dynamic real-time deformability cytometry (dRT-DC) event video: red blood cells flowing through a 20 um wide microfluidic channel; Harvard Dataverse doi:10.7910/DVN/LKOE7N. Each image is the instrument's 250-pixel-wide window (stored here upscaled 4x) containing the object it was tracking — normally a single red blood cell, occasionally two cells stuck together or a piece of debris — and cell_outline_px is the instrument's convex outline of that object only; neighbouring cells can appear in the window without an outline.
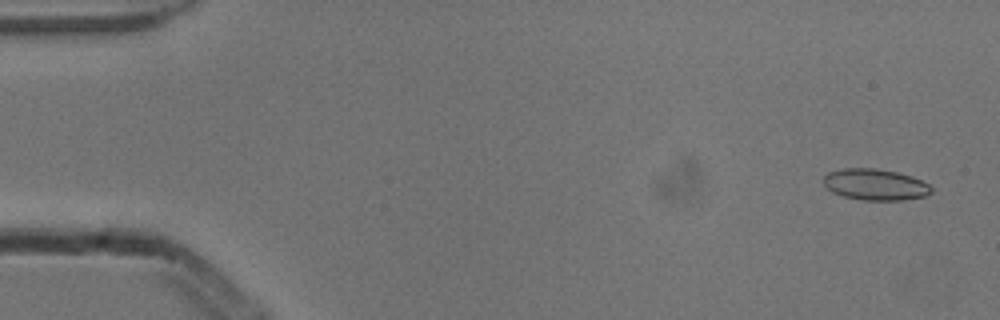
{"species": "common noctule bat (a hibernating species)", "species_latin": "Nyctalus noctula", "temperature_condition": "cold", "stored_images_in_passage": 7, "camera_frame_rate_fps": 3000, "um_per_image_px": 0.085, "animal": {"sex": "male", "body_mass_g": 13.3}, "frame": {"image": 1, "passage_image": 1, "time_ms": 0.0, "image_size_px": [1000, 320], "cell_outline_px": [[932, 192], [924, 196], [904, 200], [864, 200], [844, 196], [832, 192], [824, 184], [824, 176], [828, 172], [844, 168], [876, 168], [896, 172], [912, 176], [928, 184], [932, 188]], "centroid_in_image_um": [74.4, 15.68], "position_along_channel_um": 10.6, "area_um2": 19.54}}
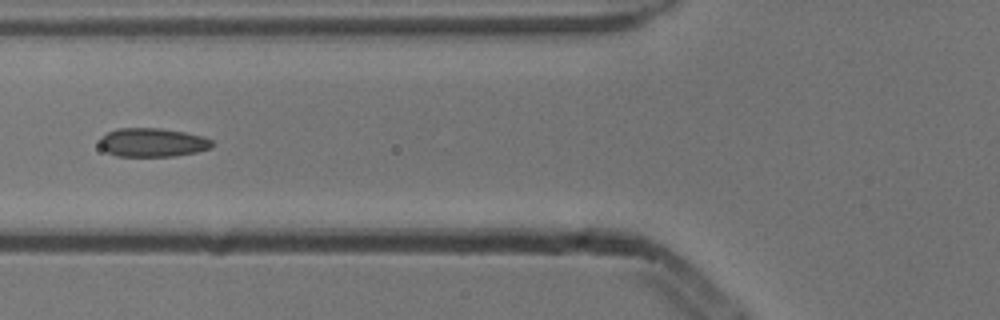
{"frame": {"image": 2, "passage_image": 6, "time_ms": 1.667, "image_size_px": [1000, 320], "cell_outline_px": [[212, 148], [196, 152], [176, 156], [116, 156], [100, 148], [100, 136], [116, 128], [160, 128], [184, 132], [204, 136], [212, 140]], "centroid_in_image_um": [12.96, 12.1], "position_along_channel_um": 112.8, "area_um2": 18.96}}
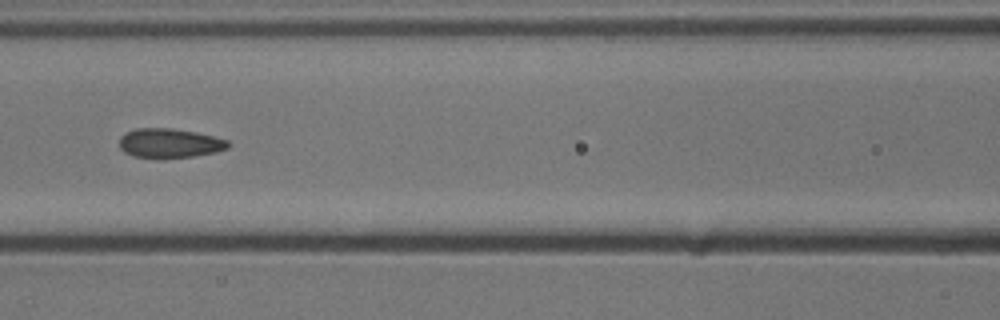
{"frame": {"image": 3, "passage_image": 7, "time_ms": 2.0, "image_size_px": [1000, 320], "cell_outline_px": [[232, 144], [228, 148], [216, 152], [192, 156], [164, 160], [156, 160], [132, 156], [124, 152], [120, 148], [120, 136], [124, 132], [136, 128], [172, 128], [196, 132], [228, 140]], "centroid_in_image_um": [14.38, 12.2], "position_along_channel_um": 152.2, "area_um2": 19.25}}